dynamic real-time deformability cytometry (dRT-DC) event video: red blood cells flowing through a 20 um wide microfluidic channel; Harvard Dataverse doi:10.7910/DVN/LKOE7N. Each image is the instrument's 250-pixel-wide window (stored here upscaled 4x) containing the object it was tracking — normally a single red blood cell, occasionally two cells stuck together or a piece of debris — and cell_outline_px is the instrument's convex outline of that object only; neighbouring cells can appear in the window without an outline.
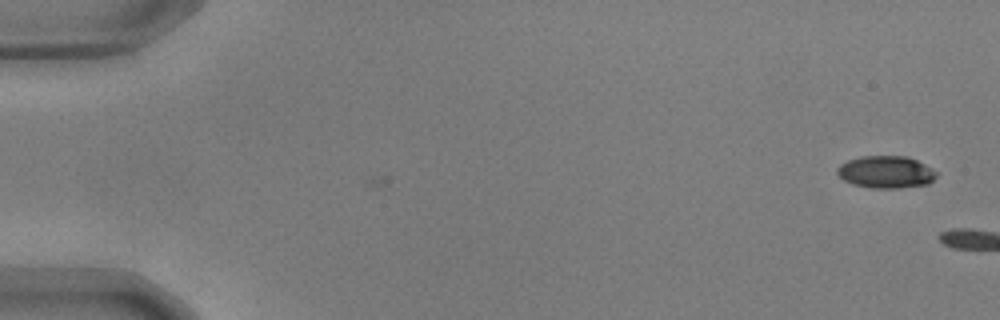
{"species": "common noctule bat (a hibernating species)", "species_latin": "Nyctalus noctula", "temperature_condition": "warm", "stored_images_in_passage": 7, "camera_frame_rate_fps": 3000, "um_per_image_px": 0.085, "animal": {"sex": "male", "body_mass_g": 17.9, "forearm_length_mm": 54.2}, "frame": {"image": 1, "passage_image": 7, "time_ms": 2.0, "image_size_px": [1000, 320], "cell_outline_px": [[936, 176], [928, 184], [900, 188], [872, 188], [852, 184], [844, 180], [836, 172], [836, 168], [840, 164], [848, 160], [860, 156], [908, 156], [924, 164], [936, 172]], "centroid_in_image_um": [75.27, 14.62], "position_along_channel_um": 9.7, "area_um2": 18.61}}